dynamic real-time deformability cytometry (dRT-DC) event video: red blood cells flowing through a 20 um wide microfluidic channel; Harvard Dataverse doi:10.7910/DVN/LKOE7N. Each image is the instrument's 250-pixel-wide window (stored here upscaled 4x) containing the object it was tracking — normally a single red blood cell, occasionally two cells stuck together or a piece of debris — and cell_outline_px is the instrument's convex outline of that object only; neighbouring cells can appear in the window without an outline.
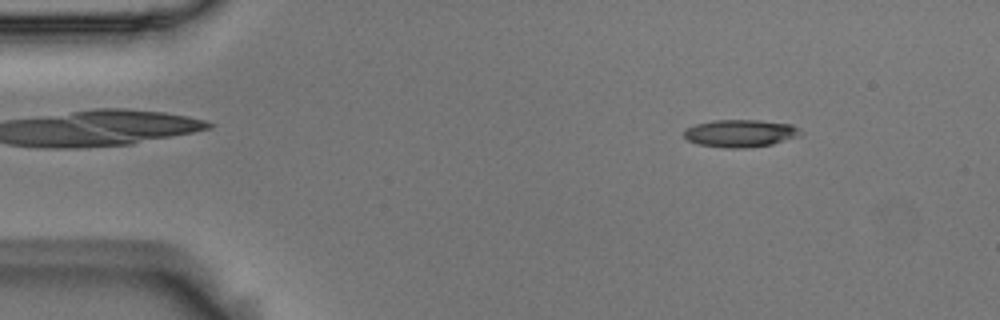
{"species": "Egyptian fruit bat (a non-hibernating species)", "species_latin": "Rousettus aegyptiacus", "temperature_condition": "room temperature", "stored_images_in_passage": 54, "camera_frame_rate_fps": 3000, "um_per_image_px": 0.085, "animal": {"sex": "male"}, "frame": {"image": 1, "passage_image": 7, "time_ms": 2.0, "image_size_px": [1000, 320], "cell_outline_px": [[800, 136], [772, 144], [748, 148], [728, 148], [700, 144], [688, 140], [684, 136], [684, 128], [696, 124], [712, 120], [760, 120], [792, 124], [800, 128]], "centroid_in_image_um": [62.94, 11.32], "position_along_channel_um": 22.1, "area_um2": 18.73}}
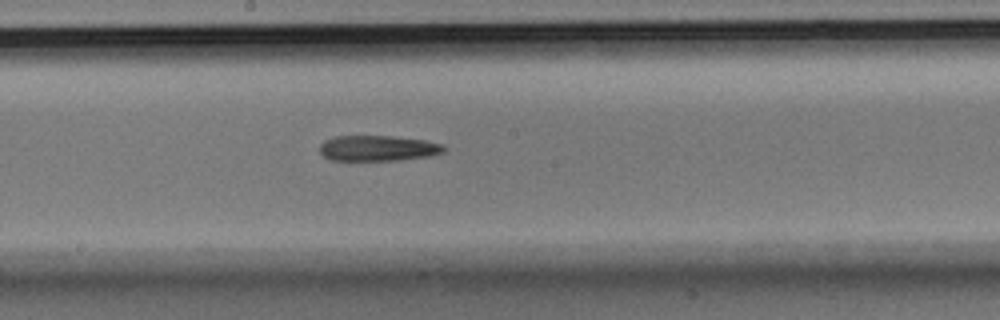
{"frame": {"image": 2, "passage_image": 29, "time_ms": 9.333, "image_size_px": [1000, 320], "cell_outline_px": [[448, 148], [444, 152], [432, 156], [400, 160], [332, 160], [324, 156], [320, 152], [320, 144], [324, 140], [336, 136], [392, 136], [424, 140], [444, 144]], "centroid_in_image_um": [32.18, 12.6], "position_along_channel_um": 216.0, "area_um2": 18.67}}
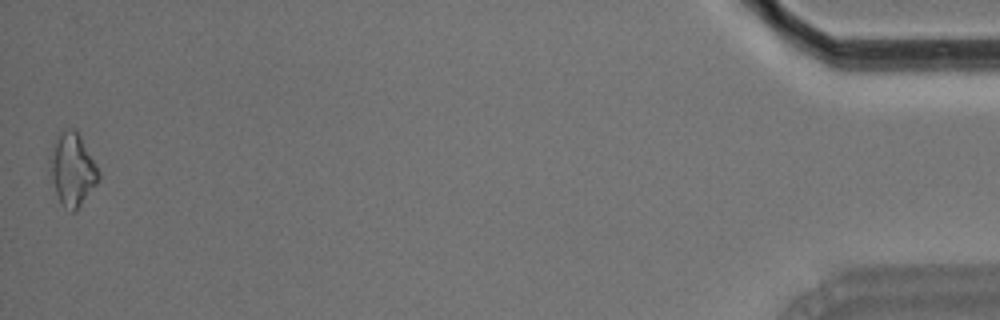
{"frame": {"image": 3, "passage_image": 54, "time_ms": 17.667, "image_size_px": [1000, 320], "cell_outline_px": [[100, 176], [96, 184], [76, 212], [72, 212], [64, 208], [60, 204], [52, 180], [48, 160], [48, 156], [56, 136], [68, 128], [76, 128], [100, 172]], "centroid_in_image_um": [6.13, 14.41], "position_along_channel_um": 429.1, "area_um2": 20.75}}